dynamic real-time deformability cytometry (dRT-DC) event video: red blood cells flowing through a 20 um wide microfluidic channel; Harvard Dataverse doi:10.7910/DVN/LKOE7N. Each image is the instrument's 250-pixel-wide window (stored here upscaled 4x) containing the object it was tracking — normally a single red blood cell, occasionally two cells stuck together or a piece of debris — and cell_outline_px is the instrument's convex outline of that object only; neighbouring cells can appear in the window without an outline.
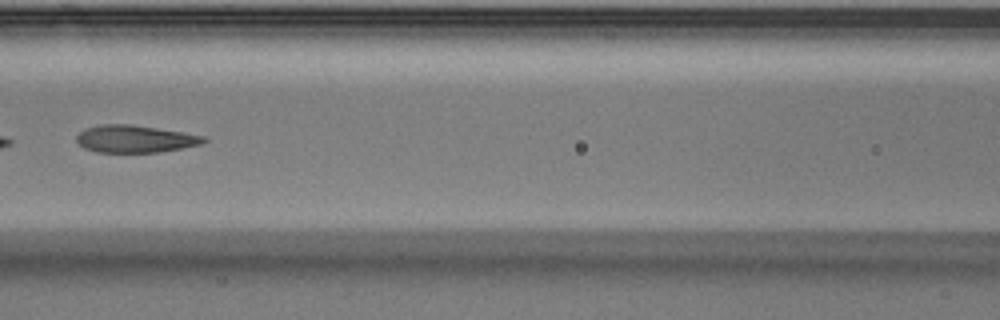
{"species": "Egyptian fruit bat (a non-hibernating species)", "species_latin": "Rousettus aegyptiacus", "temperature_condition": "warm", "stored_images_in_passage": 7, "camera_frame_rate_fps": 3000, "um_per_image_px": 0.085, "animal": {"sex": "male"}, "frame": {"image": 1, "passage_image": 7, "time_ms": 2.0, "image_size_px": [1000, 320], "cell_outline_px": [[208, 140], [204, 144], [160, 152], [96, 152], [84, 148], [76, 140], [76, 136], [84, 128], [100, 124], [132, 124], [204, 136]], "centroid_in_image_um": [11.47, 11.8], "position_along_channel_um": 155.1, "area_um2": 20.29}}